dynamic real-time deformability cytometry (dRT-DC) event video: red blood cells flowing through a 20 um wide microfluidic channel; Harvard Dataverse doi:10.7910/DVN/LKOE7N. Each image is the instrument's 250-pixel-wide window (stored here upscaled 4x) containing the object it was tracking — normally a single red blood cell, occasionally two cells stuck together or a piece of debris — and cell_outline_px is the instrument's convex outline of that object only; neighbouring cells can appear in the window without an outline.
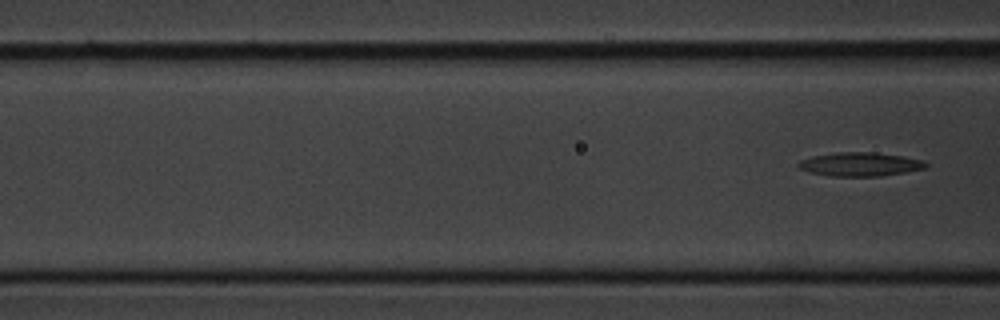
{"species": "common noctule bat (a hibernating species)", "species_latin": "Nyctalus noctula", "temperature_condition": "cold", "stored_images_in_passage": 7, "segment_of_instrument_passage": [2, 2], "camera_frame_rate_fps": 3000, "um_per_image_px": 0.085, "animal": {"sex": "male", "body_mass_g": 20.1, "forearm_length_mm": 53.5}, "frame": {"image": 1, "passage_image": 7, "time_ms": 8.0, "image_size_px": [1000, 320], "cell_outline_px": [[928, 164], [924, 168], [904, 172], [880, 176], [828, 176], [808, 172], [800, 168], [796, 164], [800, 160], [812, 156], [836, 152], [872, 152], [904, 156], [920, 160]], "centroid_in_image_um": [73.04, 13.96], "position_along_channel_um": 93.6, "area_um2": 17.57}}